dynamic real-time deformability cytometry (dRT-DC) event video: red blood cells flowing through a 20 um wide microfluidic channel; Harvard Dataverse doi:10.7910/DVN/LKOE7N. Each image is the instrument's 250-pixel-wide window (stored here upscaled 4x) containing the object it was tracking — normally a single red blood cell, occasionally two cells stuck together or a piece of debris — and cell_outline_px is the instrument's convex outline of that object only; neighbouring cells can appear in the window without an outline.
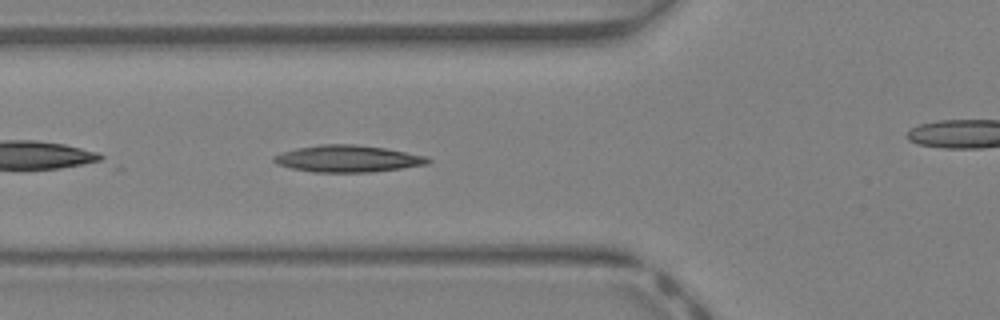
{"species": "Egyptian fruit bat (a non-hibernating species)", "species_latin": "Rousettus aegyptiacus", "temperature_condition": "warm", "stored_images_in_passage": 19, "camera_frame_rate_fps": 3000, "um_per_image_px": 0.085, "animal": {"sex": "female"}, "frame": {"image": 1, "passage_image": 3, "time_ms": 0.667, "image_size_px": [1000, 320], "cell_outline_px": [[432, 160], [428, 164], [372, 172], [312, 172], [292, 168], [276, 164], [272, 160], [272, 156], [296, 148], [320, 144], [356, 144], [384, 148], [428, 156]], "centroid_in_image_um": [29.56, 13.49], "position_along_channel_um": 96.2, "area_um2": 24.1}}
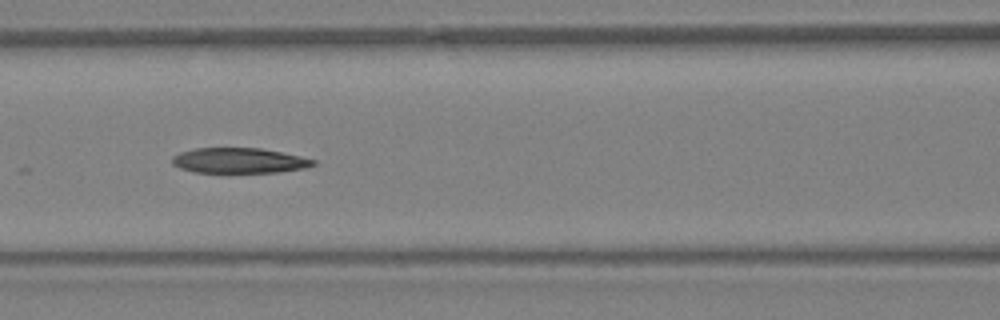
{"frame": {"image": 2, "passage_image": 6, "time_ms": 1.667, "image_size_px": [1000, 320], "cell_outline_px": [[316, 164], [304, 168], [276, 172], [192, 172], [180, 168], [172, 164], [172, 156], [180, 152], [196, 148], [260, 148], [300, 156], [316, 160]], "centroid_in_image_um": [20.3, 13.64], "position_along_channel_um": 146.3, "area_um2": 20.63}}
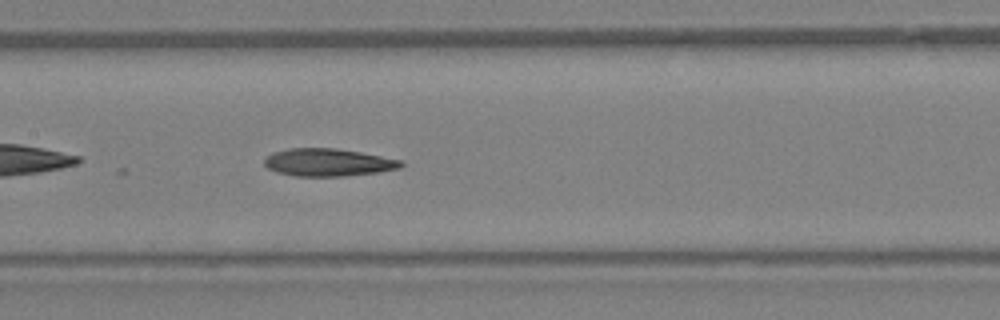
{"frame": {"image": 3, "passage_image": 8, "time_ms": 2.333, "image_size_px": [1000, 320], "cell_outline_px": [[404, 164], [400, 168], [380, 172], [344, 176], [292, 176], [276, 172], [268, 168], [264, 164], [264, 160], [272, 152], [292, 148], [336, 148], [360, 152], [404, 160]], "centroid_in_image_um": [27.91, 13.81], "position_along_channel_um": 179.5, "area_um2": 22.14}}